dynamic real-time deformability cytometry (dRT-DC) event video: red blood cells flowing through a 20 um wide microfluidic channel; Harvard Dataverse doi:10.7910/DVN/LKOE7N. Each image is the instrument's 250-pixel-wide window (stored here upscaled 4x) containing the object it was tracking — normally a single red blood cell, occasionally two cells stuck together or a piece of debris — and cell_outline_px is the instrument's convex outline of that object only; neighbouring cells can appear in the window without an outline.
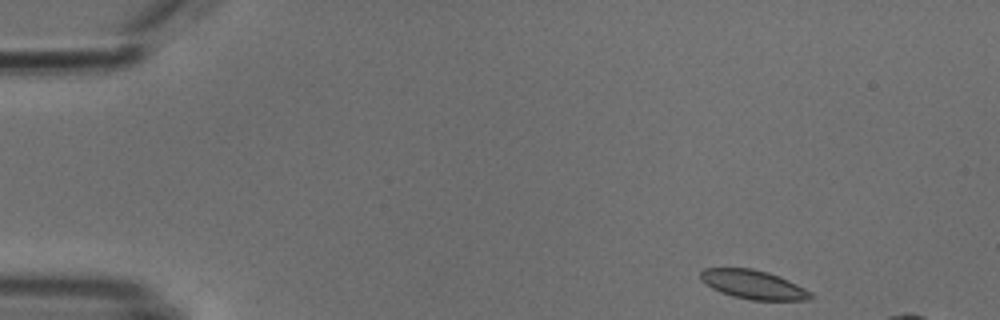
{"species": "common noctule bat (a hibernating species)", "species_latin": "Nyctalus noctula", "temperature_condition": "cold", "stored_images_in_passage": 4, "camera_frame_rate_fps": 3000, "um_per_image_px": 0.085, "animal": {"sex": "male", "body_mass_g": 18.8}, "frame": {"image": 1, "passage_image": 1, "time_ms": 0.0, "image_size_px": [1000, 320], "cell_outline_px": [[816, 296], [808, 300], [752, 300], [732, 296], [720, 292], [704, 284], [700, 280], [700, 272], [704, 268], [752, 268], [768, 272], [780, 276], [812, 292]], "centroid_in_image_um": [64.03, 24.19], "position_along_channel_um": 21.0, "area_um2": 18.73}}